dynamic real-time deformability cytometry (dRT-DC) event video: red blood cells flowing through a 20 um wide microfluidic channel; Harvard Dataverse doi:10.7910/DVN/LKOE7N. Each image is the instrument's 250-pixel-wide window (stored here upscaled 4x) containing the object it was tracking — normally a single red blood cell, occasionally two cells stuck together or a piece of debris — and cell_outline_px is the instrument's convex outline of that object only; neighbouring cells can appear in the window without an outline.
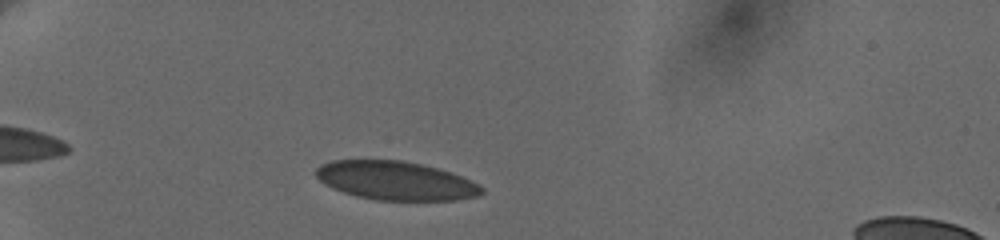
{"species": "human", "species_latin": "Homo sapiens", "temperature_condition": "cold", "stored_images_in_passage": 36, "camera_frame_rate_fps": 3000, "um_per_image_px": 0.085, "donor": {"sex": "female"}, "frame": {"image": 1, "passage_image": 4, "time_ms": 1.333, "image_size_px": [1000, 240], "cell_outline_px": [[484, 192], [476, 196], [456, 200], [376, 200], [356, 196], [332, 188], [320, 180], [316, 176], [316, 168], [320, 164], [332, 160], [404, 160], [436, 168], [460, 176], [480, 184], [484, 188]], "centroid_in_image_um": [33.62, 15.36], "position_along_channel_um": 51.4, "area_um2": 37.22}}
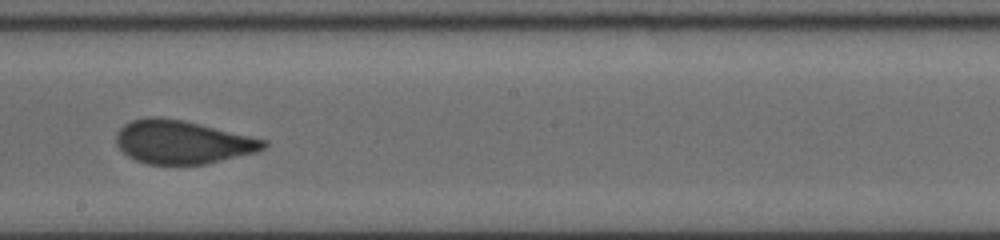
{"frame": {"image": 2, "passage_image": 22, "time_ms": 7.333, "image_size_px": [1000, 240], "cell_outline_px": [[268, 144], [264, 148], [256, 152], [204, 164], [148, 164], [136, 160], [128, 156], [116, 144], [116, 132], [124, 124], [132, 120], [148, 116], [160, 116], [184, 120], [268, 140]], "centroid_in_image_um": [15.49, 12.06], "position_along_channel_um": 232.7, "area_um2": 37.28}}
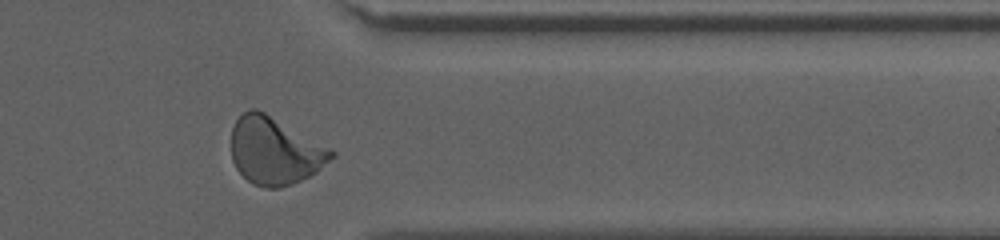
{"frame": {"image": 3, "passage_image": 35, "time_ms": 11.667, "image_size_px": [1000, 240], "cell_outline_px": [[336, 156], [316, 172], [292, 184], [280, 188], [268, 188], [252, 184], [236, 168], [232, 160], [232, 128], [236, 120], [244, 112], [252, 108], [256, 108], [264, 112], [332, 148], [336, 152]], "centroid_in_image_um": [23.38, 12.83], "position_along_channel_um": 388.0, "area_um2": 39.25}, "authors_computed_cell_mechanics": {"area_um2": 37.859, "velocity_mm_per_s": 3.6474, "shape_relaxation_time_tau1_ms": 9.5798, "shape_relaxation_time_tau2_ms": null, "deformation_change_tau1": 0.1843, "deformation_change_tau2": null}}